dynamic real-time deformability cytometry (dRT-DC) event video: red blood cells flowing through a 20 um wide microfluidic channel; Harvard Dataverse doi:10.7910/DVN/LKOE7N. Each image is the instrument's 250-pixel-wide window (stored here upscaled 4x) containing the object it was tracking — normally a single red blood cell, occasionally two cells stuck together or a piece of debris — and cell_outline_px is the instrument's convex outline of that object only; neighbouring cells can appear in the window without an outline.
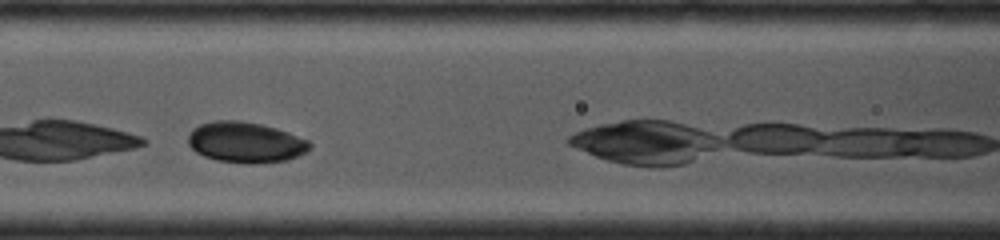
{"species": "common noctule bat (a hibernating species)", "species_latin": "Nyctalus noctula", "temperature_condition": "cold", "stored_images_in_passage": 5, "camera_frame_rate_fps": 4000, "um_per_image_px": 0.085, "animal": {"sex": "female", "body_mass_g": 19.0, "forearm_length_mm": 53.3}, "frame": {"image": 1, "passage_image": 4, "time_ms": 1.5, "image_size_px": [1000, 240], "cell_outline_px": [[312, 148], [308, 152], [288, 160], [256, 164], [248, 164], [216, 160], [204, 156], [196, 152], [188, 144], [188, 136], [192, 128], [200, 124], [216, 120], [240, 120], [260, 124], [276, 128], [288, 132], [308, 140], [312, 144]], "centroid_in_image_um": [20.89, 12.1], "position_along_channel_um": 145.7, "area_um2": 29.19}}